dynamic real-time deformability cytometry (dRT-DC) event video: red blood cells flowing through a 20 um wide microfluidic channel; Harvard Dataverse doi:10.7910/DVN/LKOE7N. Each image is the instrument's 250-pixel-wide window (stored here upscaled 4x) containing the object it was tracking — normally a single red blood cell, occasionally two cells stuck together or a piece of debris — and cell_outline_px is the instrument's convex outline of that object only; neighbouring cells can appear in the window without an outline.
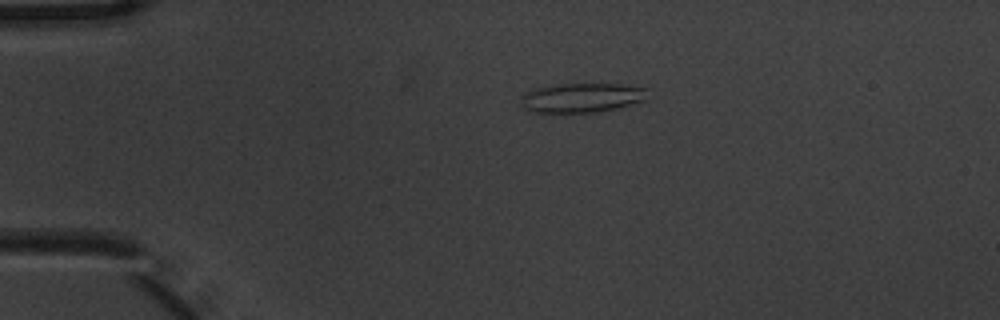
{"species": "common noctule bat (a hibernating species)", "species_latin": "Nyctalus noctula", "temperature_condition": "warm", "stored_images_in_passage": 3, "camera_frame_rate_fps": 3000, "um_per_image_px": 0.085, "animal": {"sex": "male", "body_mass_g": 20.1, "forearm_length_mm": 53.5}, "frame": {"image": 1, "passage_image": 1, "time_ms": 0.0, "image_size_px": [1000, 320], "cell_outline_px": [[648, 88], [644, 100], [616, 108], [596, 112], [532, 112], [524, 108], [520, 100], [528, 92], [536, 88], [552, 84], [624, 84]], "centroid_in_image_um": [49.46, 8.29], "position_along_channel_um": 35.5, "area_um2": 21.5}}